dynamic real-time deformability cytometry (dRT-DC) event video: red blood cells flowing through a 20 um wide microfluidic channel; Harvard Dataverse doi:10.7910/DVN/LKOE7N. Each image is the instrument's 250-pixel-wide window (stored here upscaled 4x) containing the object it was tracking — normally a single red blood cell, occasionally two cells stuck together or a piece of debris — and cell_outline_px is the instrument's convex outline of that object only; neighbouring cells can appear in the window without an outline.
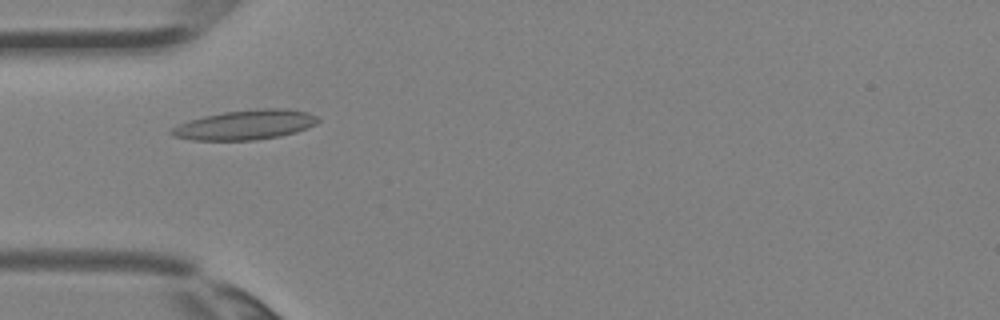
{"species": "Egyptian fruit bat (a non-hibernating species)", "species_latin": "Rousettus aegyptiacus", "temperature_condition": "room temperature", "stored_images_in_passage": 3, "camera_frame_rate_fps": 3000, "um_per_image_px": 0.085, "animal": {"sex": "female"}, "frame": {"image": 1, "passage_image": 2, "time_ms": 0.333, "image_size_px": [1000, 320], "cell_outline_px": [[320, 120], [316, 124], [296, 132], [280, 136], [256, 140], [192, 140], [176, 136], [168, 132], [172, 128], [188, 120], [204, 116], [224, 112], [260, 108], [284, 108], [308, 112], [316, 116]], "centroid_in_image_um": [20.88, 10.61], "position_along_channel_um": 64.1, "area_um2": 25.26}}
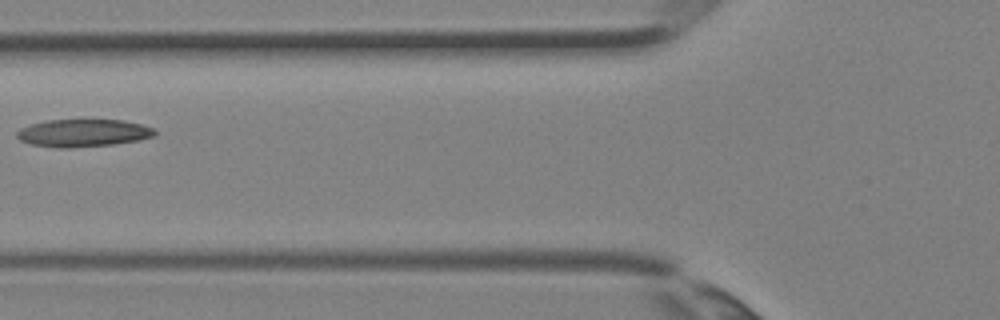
{"frame": {"image": 2, "passage_image": 3, "time_ms": 0.667, "image_size_px": [1000, 320], "cell_outline_px": [[156, 136], [140, 140], [116, 144], [72, 148], [56, 148], [32, 144], [20, 140], [16, 136], [16, 132], [20, 128], [32, 124], [48, 120], [84, 116], [124, 120], [140, 124], [152, 128], [156, 132]], "centroid_in_image_um": [7.09, 11.26], "position_along_channel_um": 118.7, "area_um2": 23.35}}